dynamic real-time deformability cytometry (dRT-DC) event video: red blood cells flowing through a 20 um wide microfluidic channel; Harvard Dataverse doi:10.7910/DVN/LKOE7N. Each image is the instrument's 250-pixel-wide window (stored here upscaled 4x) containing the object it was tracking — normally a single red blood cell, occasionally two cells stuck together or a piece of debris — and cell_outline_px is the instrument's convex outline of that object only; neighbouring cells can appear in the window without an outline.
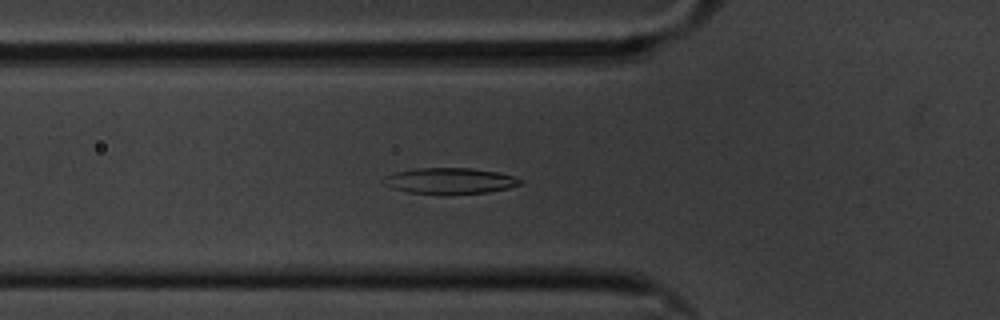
{"species": "common noctule bat (a hibernating species)", "species_latin": "Nyctalus noctula", "temperature_condition": "cold", "stored_images_in_passage": 62, "segment_of_instrument_passage": [1, 2], "camera_frame_rate_fps": 3000, "um_per_image_px": 0.085, "animal": {"sex": "male", "body_mass_g": 20.1, "forearm_length_mm": 53.5}, "frame": {"image": 1, "passage_image": 21, "time_ms": 6.667, "image_size_px": [1000, 320], "cell_outline_px": [[524, 180], [520, 184], [508, 188], [488, 192], [408, 192], [392, 188], [380, 180], [384, 176], [396, 172], [416, 168], [472, 168], [500, 172]], "centroid_in_image_um": [38.24, 15.33], "position_along_channel_um": 87.6, "area_um2": 20.06}}
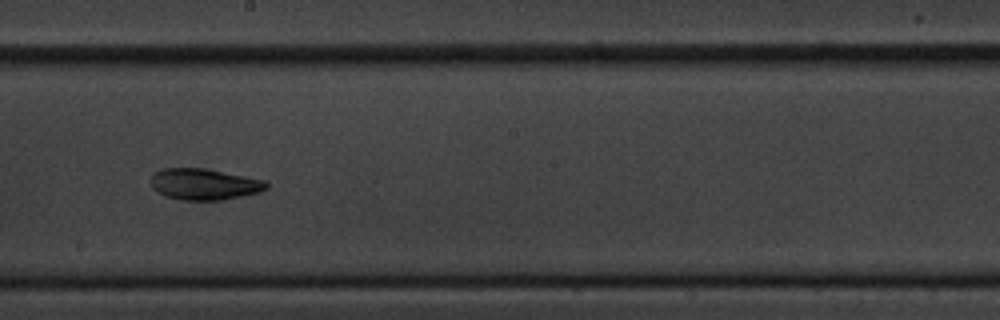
{"frame": {"image": 2, "passage_image": 34, "time_ms": 11.0, "image_size_px": [1000, 320], "cell_outline_px": [[268, 188], [260, 192], [220, 200], [184, 200], [164, 196], [156, 192], [152, 188], [152, 172], [160, 168], [204, 168], [264, 180], [268, 184]], "centroid_in_image_um": [17.31, 15.65], "position_along_channel_um": 230.9, "area_um2": 21.04}}
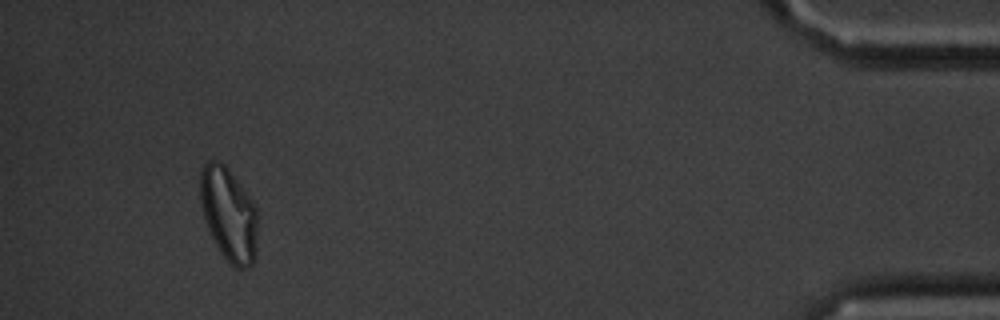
{"frame": {"image": 3, "passage_image": 57, "time_ms": 18.667, "image_size_px": [1000, 320], "cell_outline_px": [[256, 256], [252, 264], [248, 268], [236, 268], [220, 252], [208, 232], [200, 200], [200, 172], [204, 164], [208, 160], [216, 160], [224, 164], [252, 200], [256, 208]], "centroid_in_image_um": [19.42, 18.22], "position_along_channel_um": 415.8, "area_um2": 31.1}}